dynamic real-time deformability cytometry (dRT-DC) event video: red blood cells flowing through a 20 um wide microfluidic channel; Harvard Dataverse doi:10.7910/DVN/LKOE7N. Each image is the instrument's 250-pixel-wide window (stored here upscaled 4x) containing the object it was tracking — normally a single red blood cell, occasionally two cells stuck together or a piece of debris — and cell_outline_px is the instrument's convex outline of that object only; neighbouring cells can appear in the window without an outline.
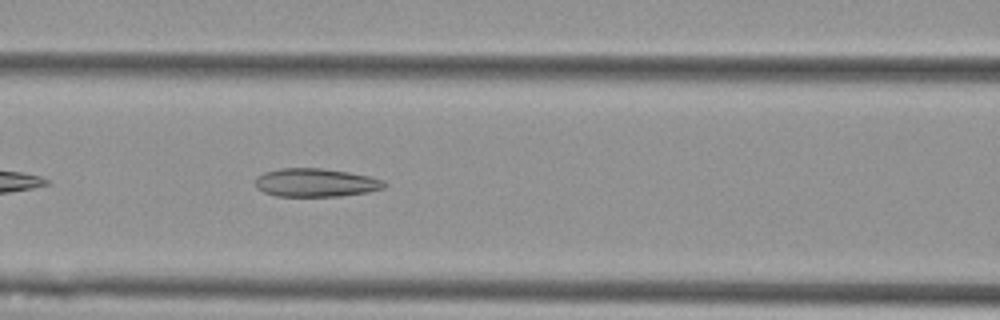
{"species": "Egyptian fruit bat (a non-hibernating species)", "species_latin": "Rousettus aegyptiacus", "temperature_condition": "cold", "stored_images_in_passage": 41, "camera_frame_rate_fps": 3000, "um_per_image_px": 0.085, "animal": {"sex": "female"}, "frame": {"image": 1, "passage_image": 9, "time_ms": 2.667, "image_size_px": [1000, 320], "cell_outline_px": [[388, 184], [384, 188], [368, 192], [340, 196], [276, 196], [264, 192], [256, 188], [256, 176], [264, 172], [280, 168], [320, 168], [348, 172], [368, 176], [384, 180]], "centroid_in_image_um": [26.84, 15.52], "position_along_channel_um": 139.8, "area_um2": 21.39}}
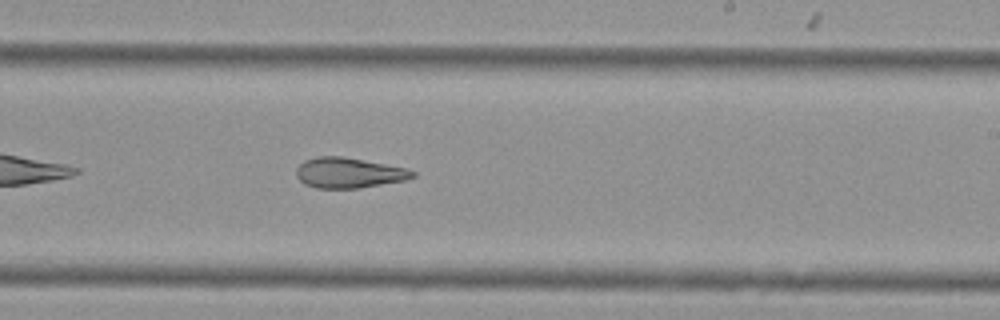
{"frame": {"image": 2, "passage_image": 19, "time_ms": 6.0, "image_size_px": [1000, 320], "cell_outline_px": [[416, 176], [404, 180], [356, 188], [316, 188], [304, 184], [296, 176], [296, 168], [304, 160], [316, 156], [344, 156], [404, 168], [416, 172]], "centroid_in_image_um": [29.59, 14.68], "position_along_channel_um": 259.4, "area_um2": 20.4}}
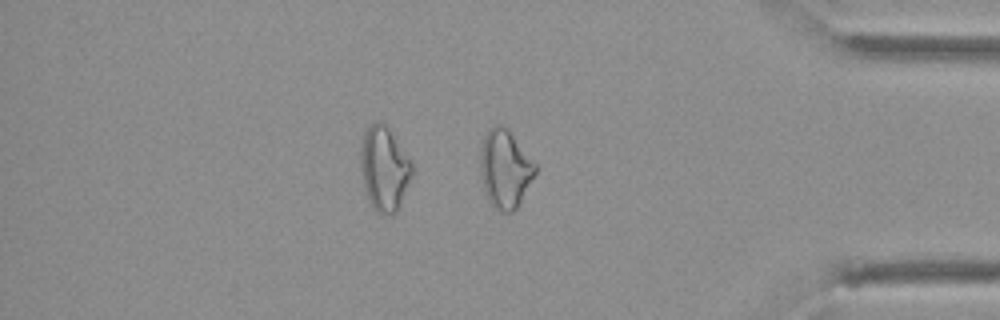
{"frame": {"image": 3, "passage_image": 32, "time_ms": 10.333, "image_size_px": [1000, 320], "cell_outline_px": [[536, 172], [516, 208], [512, 212], [504, 212], [496, 208], [488, 200], [484, 188], [480, 172], [480, 144], [484, 136], [492, 124], [504, 124], [508, 128], [536, 164]], "centroid_in_image_um": [42.9, 14.29], "position_along_channel_um": 392.3, "area_um2": 25.03}, "authors_computed_cell_mechanics": {"area_um2": 21.9062, "velocity_mm_per_s": 3.6094, "shape_relaxation_time_tau1_ms": null, "shape_relaxation_time_tau2_ms": 4.5453, "deformation_change_tau1": null, "deformation_change_tau2": 0.1335}}